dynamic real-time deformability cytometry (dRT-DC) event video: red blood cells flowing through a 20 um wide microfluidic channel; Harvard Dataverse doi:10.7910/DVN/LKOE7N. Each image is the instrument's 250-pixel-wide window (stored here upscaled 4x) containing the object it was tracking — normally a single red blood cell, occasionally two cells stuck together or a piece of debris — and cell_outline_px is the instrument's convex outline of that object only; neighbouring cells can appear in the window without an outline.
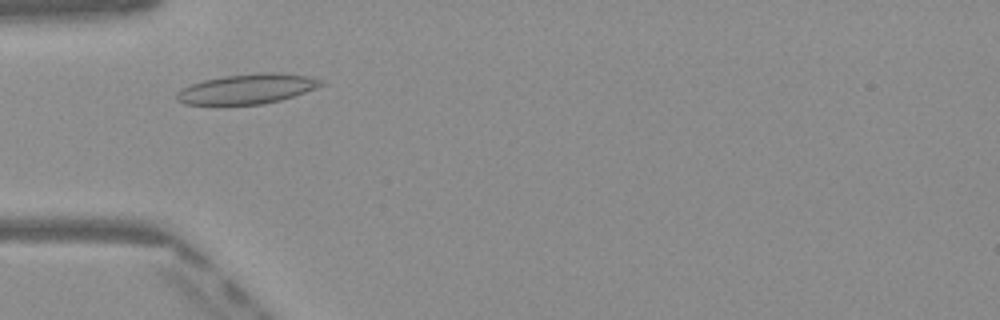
{"species": "Egyptian fruit bat (a non-hibernating species)", "species_latin": "Rousettus aegyptiacus", "temperature_condition": "warm", "stored_images_in_passage": 42, "camera_frame_rate_fps": 3000, "um_per_image_px": 0.085, "frame": {"image": 1, "passage_image": 8, "time_ms": 2.333, "image_size_px": [1000, 320], "cell_outline_px": [[324, 84], [316, 88], [280, 100], [260, 104], [184, 104], [176, 100], [176, 92], [192, 84], [204, 80], [224, 76], [260, 72], [280, 72], [308, 76], [324, 80]], "centroid_in_image_um": [21.03, 7.54], "position_along_channel_um": 64.0, "area_um2": 24.97}}
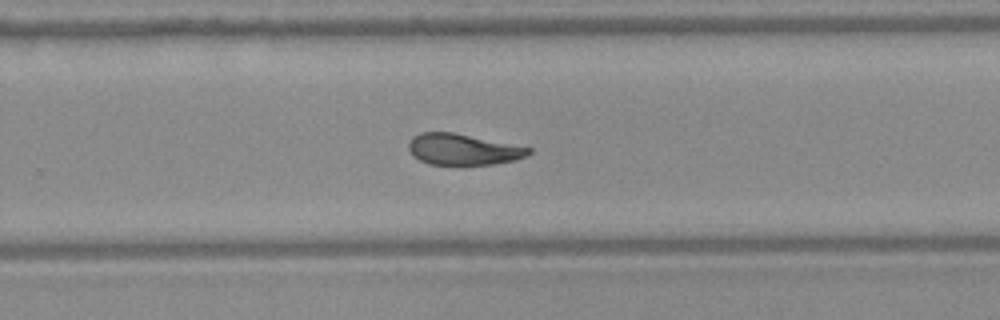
{"frame": {"image": 2, "passage_image": 25, "time_ms": 8.0, "image_size_px": [1000, 320], "cell_outline_px": [[532, 152], [516, 160], [496, 164], [428, 164], [412, 156], [408, 148], [408, 144], [412, 136], [420, 132], [452, 132], [532, 148]], "centroid_in_image_um": [39.32, 12.69], "position_along_channel_um": 290.5, "area_um2": 21.68}}
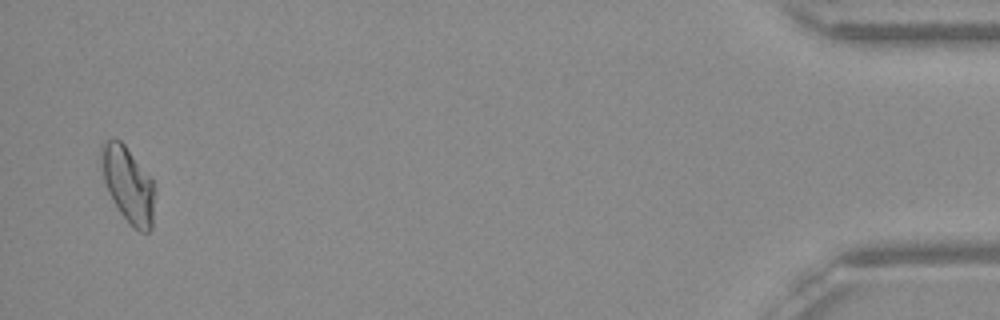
{"frame": {"image": 3, "passage_image": 41, "time_ms": 13.333, "image_size_px": [1000, 320], "cell_outline_px": [[156, 192], [152, 228], [148, 232], [140, 232], [120, 212], [108, 192], [104, 180], [100, 160], [100, 144], [104, 140], [120, 140], [124, 144], [152, 180], [156, 188]], "centroid_in_image_um": [10.9, 15.68], "position_along_channel_um": 424.3, "area_um2": 23.52}, "authors_computed_cell_mechanics": {"area_um2": 23.0622, "velocity_mm_per_s": 4.0653, "shape_relaxation_time_tau1_ms": null, "shape_relaxation_time_tau2_ms": 2.3898, "deformation_change_tau1": null, "deformation_change_tau2": 0.0932}}